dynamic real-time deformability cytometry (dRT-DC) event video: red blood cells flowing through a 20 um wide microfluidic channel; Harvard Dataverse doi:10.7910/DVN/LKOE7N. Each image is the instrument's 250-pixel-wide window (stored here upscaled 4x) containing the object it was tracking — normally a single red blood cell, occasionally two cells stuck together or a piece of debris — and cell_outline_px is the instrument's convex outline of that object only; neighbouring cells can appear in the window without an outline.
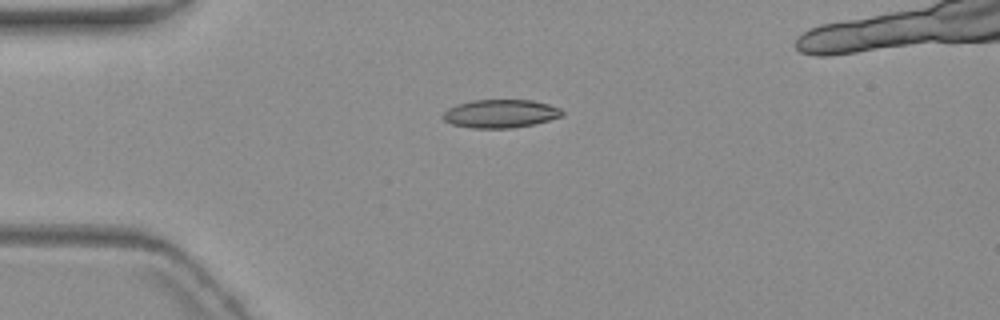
{"species": "common noctule bat (a hibernating species)", "species_latin": "Nyctalus noctula", "temperature_condition": "warm", "stored_images_in_passage": 3, "camera_frame_rate_fps": 3000, "um_per_image_px": 0.085, "animal": {"sex": "female", "body_mass_g": 19.3, "forearm_length_mm": 54.1}, "frame": {"image": 1, "passage_image": 1, "time_ms": 0.0, "image_size_px": [1000, 320], "cell_outline_px": [[564, 116], [532, 124], [512, 128], [472, 128], [452, 124], [444, 120], [444, 112], [448, 108], [456, 104], [472, 100], [532, 100], [548, 104], [560, 108], [564, 112]], "centroid_in_image_um": [42.55, 9.65], "position_along_channel_um": 42.5, "area_um2": 19.59}}